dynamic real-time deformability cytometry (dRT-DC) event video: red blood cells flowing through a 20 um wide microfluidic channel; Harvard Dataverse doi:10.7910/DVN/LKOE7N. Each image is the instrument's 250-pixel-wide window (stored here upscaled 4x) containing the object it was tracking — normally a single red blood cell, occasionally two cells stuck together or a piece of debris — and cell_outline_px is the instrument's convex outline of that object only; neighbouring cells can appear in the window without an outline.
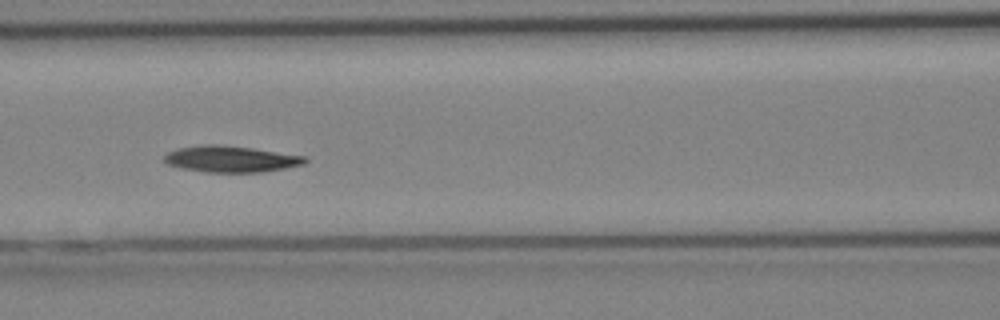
{"species": "Egyptian fruit bat (a non-hibernating species)", "species_latin": "Rousettus aegyptiacus", "temperature_condition": "cold", "stored_images_in_passage": 29, "camera_frame_rate_fps": 3000, "um_per_image_px": 0.085, "animal": {"sex": "female"}, "frame": {"image": 1, "passage_image": 9, "time_ms": 2.667, "image_size_px": [1000, 320], "cell_outline_px": [[308, 160], [304, 164], [284, 168], [260, 172], [208, 172], [180, 168], [168, 164], [164, 160], [164, 156], [168, 152], [176, 148], [200, 144], [216, 144], [252, 148], [308, 156]], "centroid_in_image_um": [19.62, 13.5], "position_along_channel_um": 147.0, "area_um2": 21.68}}
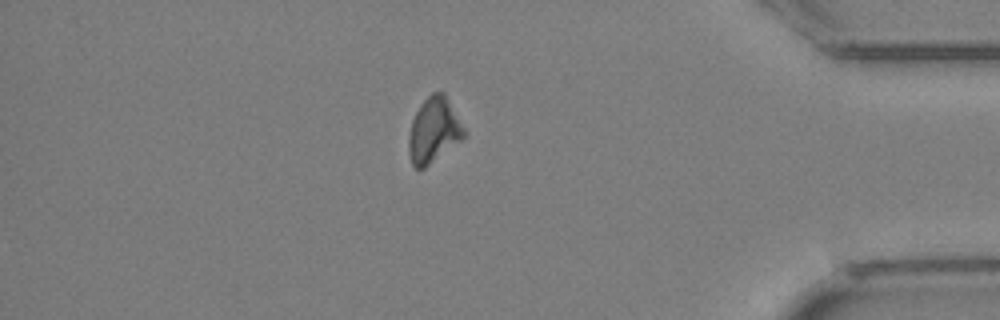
{"frame": {"image": 2, "passage_image": 29, "time_ms": 9.333, "image_size_px": [1000, 320], "cell_outline_px": [[468, 132], [460, 140], [424, 168], [416, 168], [412, 164], [408, 152], [408, 136], [412, 120], [420, 104], [432, 92], [444, 92]], "centroid_in_image_um": [36.87, 11.05], "position_along_channel_um": 398.3, "area_um2": 20.92}}